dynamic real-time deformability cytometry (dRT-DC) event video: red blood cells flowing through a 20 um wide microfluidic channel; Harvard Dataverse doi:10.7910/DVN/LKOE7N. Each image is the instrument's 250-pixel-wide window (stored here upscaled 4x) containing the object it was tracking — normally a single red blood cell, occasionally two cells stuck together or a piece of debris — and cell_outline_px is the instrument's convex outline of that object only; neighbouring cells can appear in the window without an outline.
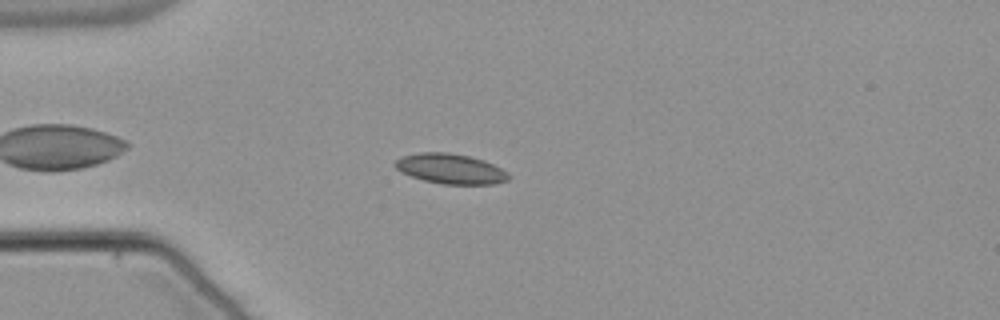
{"species": "common noctule bat (a hibernating species)", "species_latin": "Nyctalus noctula", "temperature_condition": "warm", "stored_images_in_passage": 45, "camera_frame_rate_fps": 3000, "um_per_image_px": 0.085, "animal": {"sex": "male", "body_mass_g": 21.5, "forearm_length_mm": 52.0}, "frame": {"image": 1, "passage_image": 6, "time_ms": 1.667, "image_size_px": [1000, 320], "cell_outline_px": [[512, 176], [508, 180], [492, 184], [444, 184], [424, 180], [400, 172], [392, 164], [396, 160], [404, 156], [420, 152], [448, 152], [468, 156], [484, 160], [508, 172]], "centroid_in_image_um": [38.3, 14.34], "position_along_channel_um": 46.7, "area_um2": 19.83}}
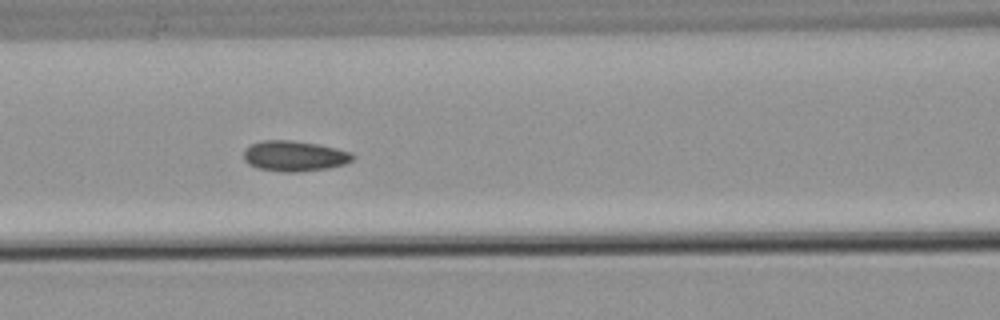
{"frame": {"image": 2, "passage_image": 15, "time_ms": 4.667, "image_size_px": [1000, 320], "cell_outline_px": [[356, 156], [352, 160], [344, 164], [328, 168], [300, 172], [280, 172], [256, 168], [248, 164], [244, 160], [244, 152], [252, 144], [264, 140], [292, 140], [316, 144], [336, 148], [352, 152]], "centroid_in_image_um": [25.04, 13.27], "position_along_channel_um": 141.6, "area_um2": 19.42}}
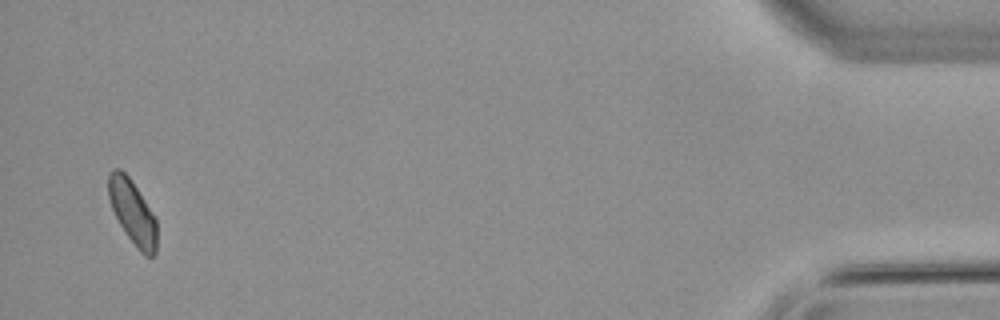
{"frame": {"image": 3, "passage_image": 44, "time_ms": 14.333, "image_size_px": [1000, 320], "cell_outline_px": [[156, 252], [152, 256], [144, 256], [140, 252], [128, 236], [120, 224], [112, 208], [108, 196], [108, 172], [112, 168], [120, 168], [132, 180], [156, 220]], "centroid_in_image_um": [11.24, 18.0], "position_along_channel_um": 424.0, "area_um2": 17.86}, "authors_computed_cell_mechanics": {"area_um2": 18.6694, "velocity_mm_per_s": 3.7945, "shape_relaxation_time_tau1_ms": null, "shape_relaxation_time_tau2_ms": 2.249, "deformation_change_tau1": null, "deformation_change_tau2": 0.0575}}